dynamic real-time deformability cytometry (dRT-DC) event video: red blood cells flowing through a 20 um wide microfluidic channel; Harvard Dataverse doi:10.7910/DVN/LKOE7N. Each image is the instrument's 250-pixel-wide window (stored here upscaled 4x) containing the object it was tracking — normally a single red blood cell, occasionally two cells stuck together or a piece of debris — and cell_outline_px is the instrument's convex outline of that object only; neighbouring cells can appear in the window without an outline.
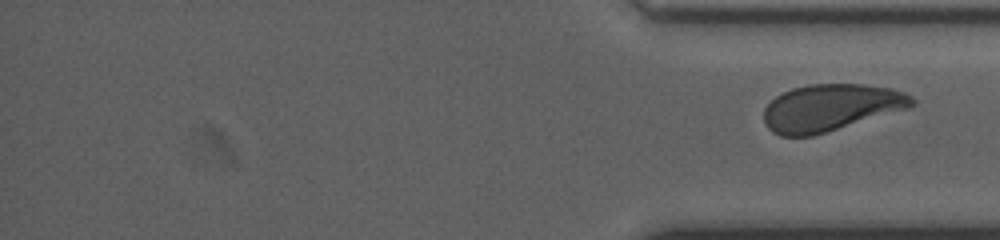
{"species": "human", "species_latin": "Homo sapiens", "temperature_condition": "cold", "stored_images_in_passage": 32, "segment_of_instrument_passage": [2, 2], "camera_frame_rate_fps": 3000, "um_per_image_px": 0.085, "donor": {"sex": "female"}, "frame": {"image": 1, "passage_image": 32, "time_ms": 10.333, "image_size_px": [1000, 240], "cell_outline_px": [[916, 100], [908, 108], [812, 136], [780, 136], [772, 132], [764, 124], [764, 108], [776, 96], [792, 88], [808, 84], [864, 84], [892, 88], [904, 92], [912, 96]], "centroid_in_image_um": [70.59, 9.14], "position_along_channel_um": 364.6, "area_um2": 40.34}}